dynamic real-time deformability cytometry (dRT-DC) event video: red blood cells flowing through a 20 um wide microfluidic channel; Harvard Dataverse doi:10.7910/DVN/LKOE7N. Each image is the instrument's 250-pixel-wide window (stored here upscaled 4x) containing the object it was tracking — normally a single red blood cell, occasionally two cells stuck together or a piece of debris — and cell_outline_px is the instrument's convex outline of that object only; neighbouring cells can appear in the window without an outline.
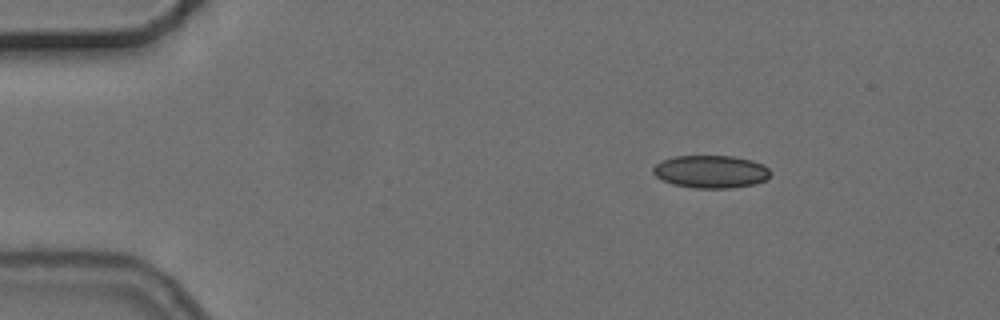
{"species": "common noctule bat (a hibernating species)", "species_latin": "Nyctalus noctula", "temperature_condition": "cold", "stored_images_in_passage": 4, "camera_frame_rate_fps": 3000, "um_per_image_px": 0.085, "animal": {"sex": "female", "body_mass_g": 24.6, "forearm_length_mm": 56.2}, "frame": {"image": 1, "passage_image": 2, "time_ms": 1.333, "image_size_px": [1000, 320], "cell_outline_px": [[772, 172], [764, 180], [756, 184], [728, 188], [696, 188], [672, 184], [656, 176], [652, 172], [652, 168], [656, 164], [664, 160], [676, 156], [732, 156], [752, 160], [764, 164]], "centroid_in_image_um": [60.44, 14.59], "position_along_channel_um": 24.6, "area_um2": 22.31}}